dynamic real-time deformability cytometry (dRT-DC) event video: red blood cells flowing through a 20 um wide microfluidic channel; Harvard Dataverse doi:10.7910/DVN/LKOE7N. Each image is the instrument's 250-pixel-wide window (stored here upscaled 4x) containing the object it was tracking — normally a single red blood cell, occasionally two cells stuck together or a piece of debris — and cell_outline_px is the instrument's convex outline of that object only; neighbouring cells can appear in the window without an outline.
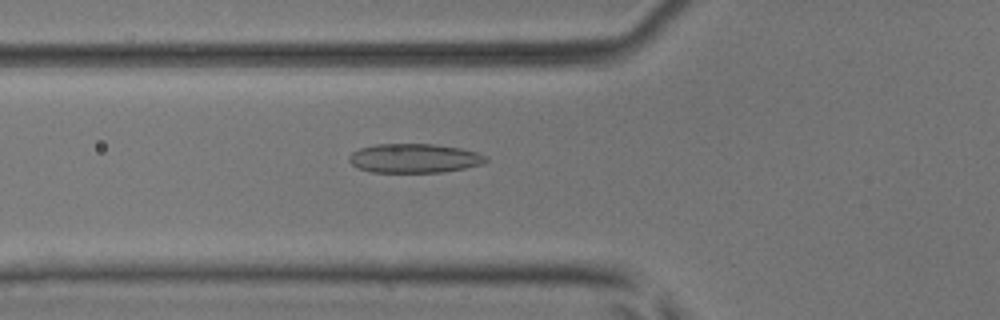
{"species": "common noctule bat (a hibernating species)", "species_latin": "Nyctalus noctula", "temperature_condition": "room temperature", "stored_images_in_passage": 34, "camera_frame_rate_fps": 3000, "um_per_image_px": 0.085, "animal": {"sex": "male", "body_mass_g": 17.9, "forearm_length_mm": 54.2}, "frame": {"image": 1, "passage_image": 9, "time_ms": 2.667, "image_size_px": [1000, 320], "cell_outline_px": [[488, 160], [480, 164], [464, 168], [444, 172], [372, 172], [356, 168], [348, 160], [348, 156], [352, 152], [360, 148], [376, 144], [432, 144], [460, 148], [476, 152], [488, 156]], "centroid_in_image_um": [35.18, 13.45], "position_along_channel_um": 90.6, "area_um2": 23.24}}
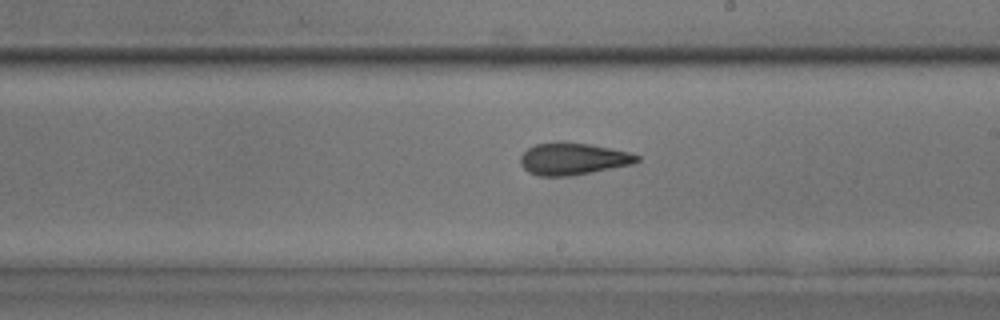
{"frame": {"image": 2, "passage_image": 20, "time_ms": 6.333, "image_size_px": [1000, 320], "cell_outline_px": [[640, 160], [632, 164], [592, 172], [568, 176], [536, 176], [528, 172], [520, 164], [520, 156], [528, 148], [536, 144], [564, 140], [592, 144], [628, 152], [640, 156]], "centroid_in_image_um": [48.67, 13.48], "position_along_channel_um": 240.3, "area_um2": 22.02}}
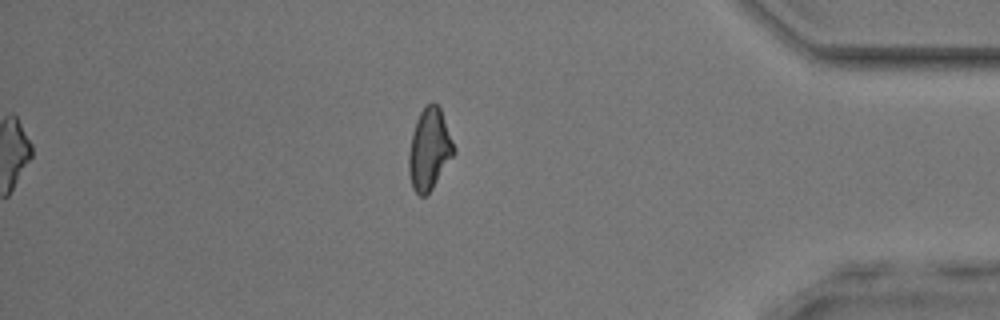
{"frame": {"image": 3, "passage_image": 34, "time_ms": 11.0, "image_size_px": [1000, 320], "cell_outline_px": [[456, 152], [432, 188], [424, 196], [420, 196], [412, 188], [408, 172], [408, 156], [412, 132], [416, 120], [420, 112], [428, 104], [436, 104], [440, 108], [456, 148]], "centroid_in_image_um": [36.49, 12.7], "position_along_channel_um": 398.7, "area_um2": 21.27}, "authors_computed_cell_mechanics": {"area_um2": 21.7328, "velocity_mm_per_s": 4.0862, "shape_relaxation_time_tau1_ms": null, "shape_relaxation_time_tau2_ms": 2.0773, "deformation_change_tau1": null, "deformation_change_tau2": 0.1011}}